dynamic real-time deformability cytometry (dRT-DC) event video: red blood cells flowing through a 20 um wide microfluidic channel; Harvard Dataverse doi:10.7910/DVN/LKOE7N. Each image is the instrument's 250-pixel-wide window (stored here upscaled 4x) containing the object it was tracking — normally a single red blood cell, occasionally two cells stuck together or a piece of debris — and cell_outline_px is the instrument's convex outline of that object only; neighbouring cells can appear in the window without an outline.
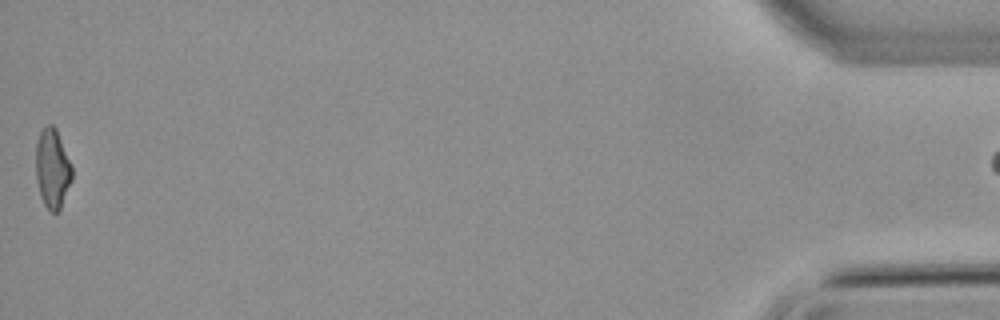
{"species": "common noctule bat (a hibernating species)", "species_latin": "Nyctalus noctula", "temperature_condition": "warm", "stored_images_in_passage": 58, "camera_frame_rate_fps": 3000, "um_per_image_px": 0.085, "animal": {"sex": "male", "body_mass_g": 21.5, "forearm_length_mm": 52.0}, "frame": {"image": 1, "passage_image": 58, "time_ms": 19.0, "image_size_px": [1000, 320], "cell_outline_px": [[72, 180], [60, 208], [56, 212], [52, 212], [44, 204], [40, 196], [36, 176], [36, 144], [40, 132], [48, 124], [52, 124], [56, 128], [72, 164]], "centroid_in_image_um": [4.46, 14.3], "position_along_channel_um": 430.7, "area_um2": 16.7}}